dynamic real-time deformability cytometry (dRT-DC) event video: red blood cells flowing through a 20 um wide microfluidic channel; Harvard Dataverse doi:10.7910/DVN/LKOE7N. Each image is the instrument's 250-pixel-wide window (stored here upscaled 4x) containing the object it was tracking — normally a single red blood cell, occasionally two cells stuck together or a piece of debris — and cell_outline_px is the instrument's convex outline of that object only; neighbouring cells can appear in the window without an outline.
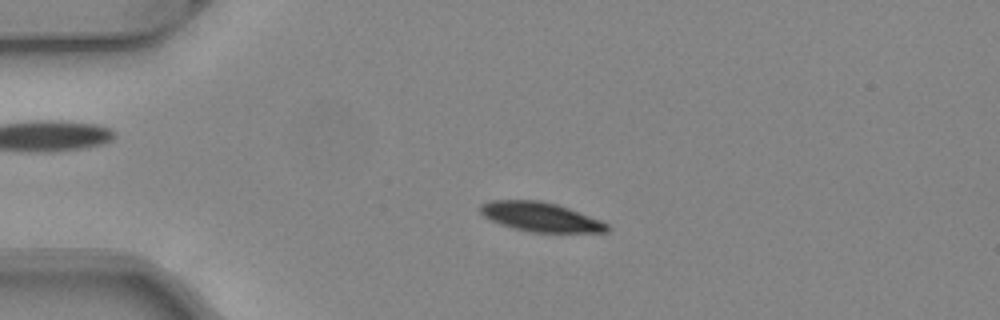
{"species": "common noctule bat (a hibernating species)", "species_latin": "Nyctalus noctula", "temperature_condition": "warm", "stored_images_in_passage": 40, "camera_frame_rate_fps": 3000, "um_per_image_px": 0.085, "animal": {"sex": "female", "body_mass_g": 24.6, "forearm_length_mm": 56.2}, "frame": {"image": 1, "passage_image": 8, "time_ms": 2.333, "image_size_px": [1000, 320], "cell_outline_px": [[612, 228], [608, 232], [532, 232], [500, 224], [484, 216], [480, 212], [480, 204], [488, 200], [536, 200], [556, 204], [568, 208], [600, 220], [608, 224]], "centroid_in_image_um": [45.95, 18.43], "position_along_channel_um": 39.1, "area_um2": 21.44}}
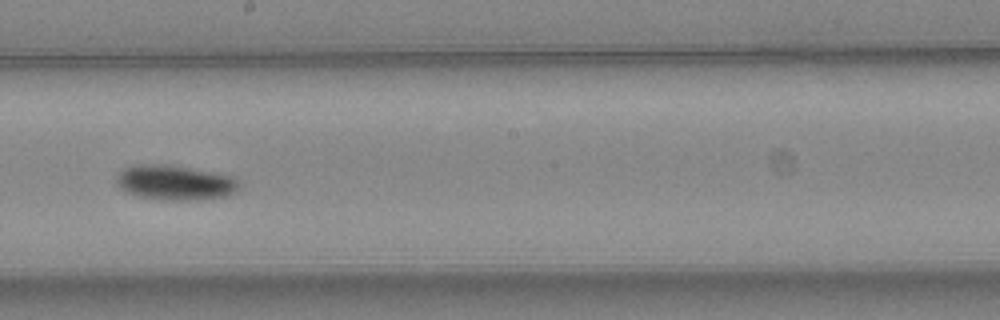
{"frame": {"image": 2, "passage_image": 25, "time_ms": 8.0, "image_size_px": [1000, 320], "cell_outline_px": [[240, 188], [236, 192], [228, 196], [196, 200], [168, 200], [140, 196], [124, 192], [116, 184], [116, 176], [124, 168], [132, 164], [172, 164], [232, 176], [240, 180]], "centroid_in_image_um": [14.89, 15.51], "position_along_channel_um": 233.3, "area_um2": 25.37}}
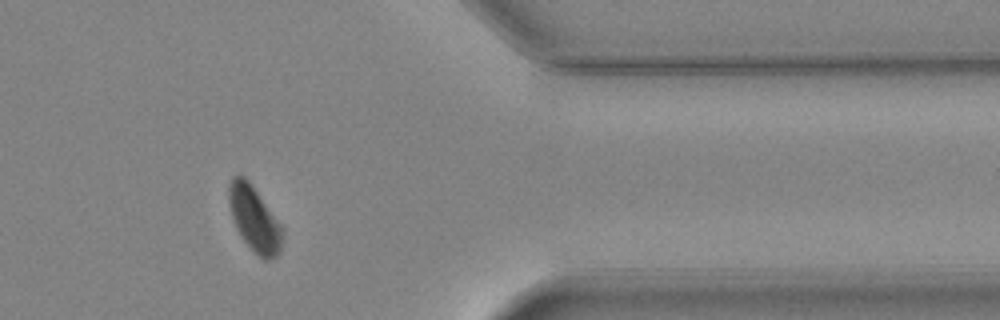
{"frame": {"image": 3, "passage_image": 38, "time_ms": 12.333, "image_size_px": [1000, 320], "cell_outline_px": [[284, 236], [280, 252], [276, 256], [268, 260], [264, 260], [240, 236], [236, 228], [232, 216], [228, 200], [228, 184], [232, 176], [244, 176], [252, 184], [284, 228]], "centroid_in_image_um": [21.64, 18.59], "position_along_channel_um": 389.8, "area_um2": 20.46}, "authors_computed_cell_mechanics": {"area_um2": 23.1489, "velocity_mm_per_s": 4.0589, "shape_relaxation_time_tau1_ms": 2.0657, "shape_relaxation_time_tau2_ms": null, "deformation_change_tau1": 0.1013, "deformation_change_tau2": null}}